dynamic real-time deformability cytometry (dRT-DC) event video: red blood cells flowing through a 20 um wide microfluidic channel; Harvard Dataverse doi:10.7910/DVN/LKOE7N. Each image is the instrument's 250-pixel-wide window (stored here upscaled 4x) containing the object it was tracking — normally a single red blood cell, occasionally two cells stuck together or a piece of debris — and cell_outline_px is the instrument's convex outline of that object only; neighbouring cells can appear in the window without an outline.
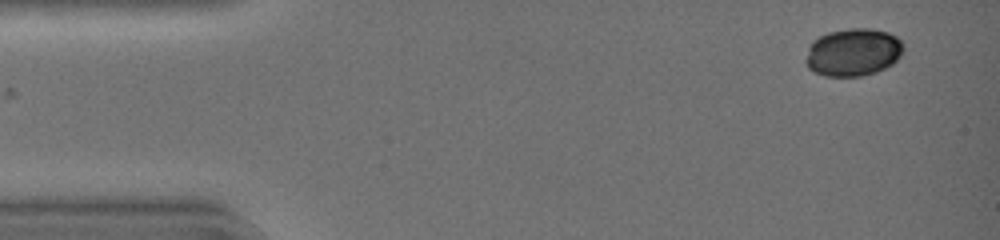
{"species": "common noctule bat (a hibernating species)", "species_latin": "Nyctalus noctula", "temperature_condition": "warm", "stored_images_in_passage": 39, "camera_frame_rate_fps": 3000, "um_per_image_px": 0.085, "animal": {"sex": "female", "body_mass_g": 19.0, "forearm_length_mm": 51.5}, "frame": {"image": 1, "passage_image": 1, "time_ms": 0.0, "image_size_px": [1000, 240], "cell_outline_px": [[904, 48], [900, 56], [892, 64], [876, 72], [860, 76], [824, 76], [808, 68], [804, 60], [808, 48], [812, 40], [828, 32], [848, 28], [872, 28], [888, 32], [896, 36], [904, 44]], "centroid_in_image_um": [72.51, 4.43], "position_along_channel_um": 12.5, "area_um2": 27.4}}
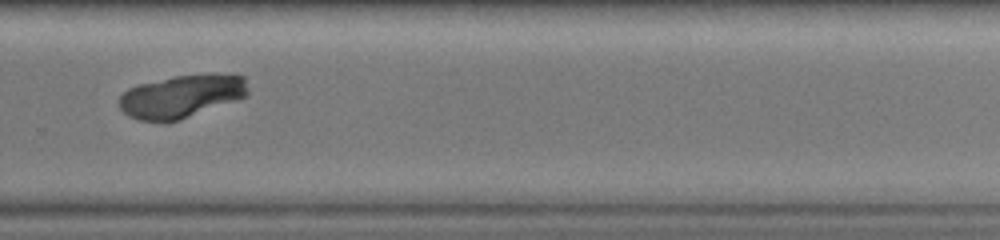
{"frame": {"image": 2, "passage_image": 29, "time_ms": 9.333, "image_size_px": [1000, 240], "cell_outline_px": [[248, 92], [244, 96], [236, 100], [180, 120], [136, 120], [128, 116], [120, 108], [120, 96], [128, 88], [140, 84], [176, 76], [244, 76], [248, 88]], "centroid_in_image_um": [15.38, 8.21], "position_along_channel_um": 314.4, "area_um2": 31.04}}
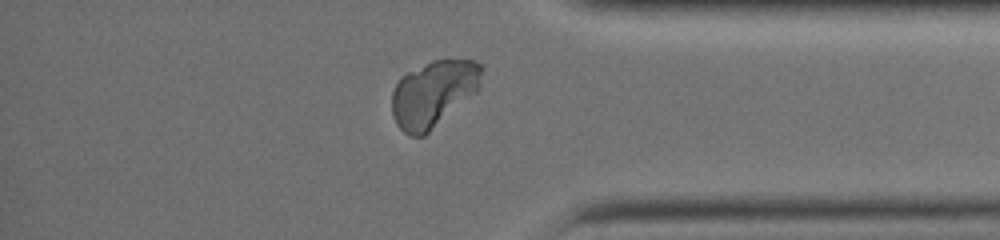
{"frame": {"image": 3, "passage_image": 35, "time_ms": 11.333, "image_size_px": [1000, 240], "cell_outline_px": [[480, 88], [476, 92], [424, 136], [412, 136], [404, 132], [396, 124], [392, 112], [392, 92], [400, 76], [432, 60], [476, 60], [480, 64]], "centroid_in_image_um": [36.81, 7.96], "position_along_channel_um": 398.4, "area_um2": 34.33}}